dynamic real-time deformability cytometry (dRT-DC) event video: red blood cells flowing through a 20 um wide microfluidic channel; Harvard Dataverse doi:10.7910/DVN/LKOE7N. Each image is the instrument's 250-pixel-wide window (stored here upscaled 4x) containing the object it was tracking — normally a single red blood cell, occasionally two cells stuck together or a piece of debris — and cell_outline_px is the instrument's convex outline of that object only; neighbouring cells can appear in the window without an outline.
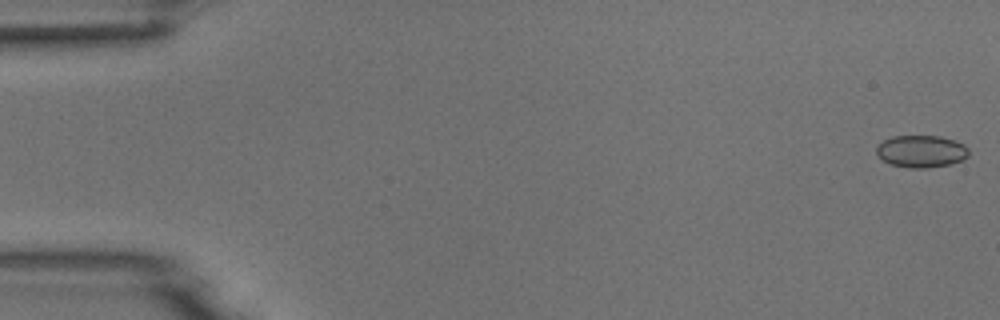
{"species": "common noctule bat (a hibernating species)", "species_latin": "Nyctalus noctula", "temperature_condition": "room temperature", "stored_images_in_passage": 51, "camera_frame_rate_fps": 3000, "um_per_image_px": 0.085, "animal": {"sex": "male", "body_mass_g": 18.8}, "frame": {"image": 1, "passage_image": 1, "time_ms": 0.0, "image_size_px": [1000, 320], "cell_outline_px": [[968, 156], [960, 160], [948, 164], [928, 168], [908, 168], [892, 164], [884, 160], [876, 152], [876, 144], [892, 136], [940, 136], [956, 140], [964, 144], [968, 148]], "centroid_in_image_um": [78.3, 12.85], "position_along_channel_um": 6.7, "area_um2": 17.28}}
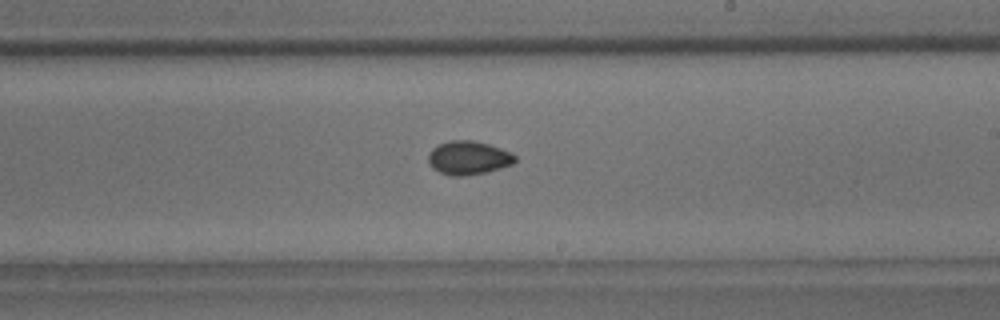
{"frame": {"image": 2, "passage_image": 30, "time_ms": 9.667, "image_size_px": [1000, 320], "cell_outline_px": [[516, 160], [512, 164], [488, 172], [464, 176], [448, 176], [432, 168], [428, 164], [428, 152], [432, 148], [448, 140], [472, 140], [488, 144], [512, 152], [516, 156]], "centroid_in_image_um": [39.79, 13.42], "position_along_channel_um": 249.2, "area_um2": 17.22}}
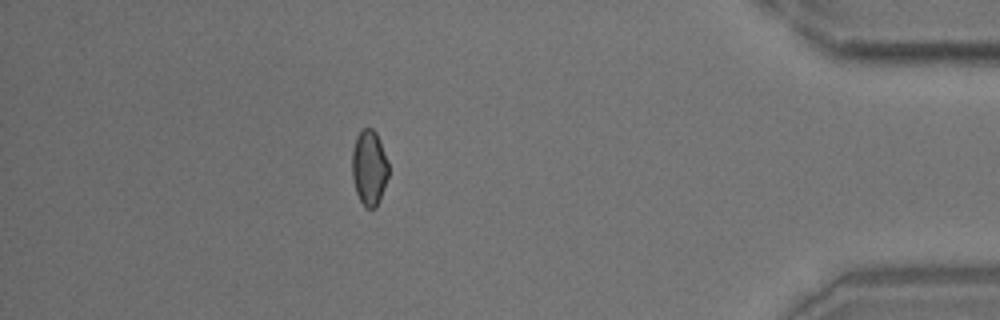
{"frame": {"image": 3, "passage_image": 45, "time_ms": 14.667, "image_size_px": [1000, 320], "cell_outline_px": [[388, 176], [380, 200], [376, 208], [364, 208], [356, 192], [352, 180], [352, 148], [356, 136], [364, 128], [372, 128], [376, 132], [380, 140], [388, 160]], "centroid_in_image_um": [31.38, 14.26], "position_along_channel_um": 403.8, "area_um2": 16.24}}